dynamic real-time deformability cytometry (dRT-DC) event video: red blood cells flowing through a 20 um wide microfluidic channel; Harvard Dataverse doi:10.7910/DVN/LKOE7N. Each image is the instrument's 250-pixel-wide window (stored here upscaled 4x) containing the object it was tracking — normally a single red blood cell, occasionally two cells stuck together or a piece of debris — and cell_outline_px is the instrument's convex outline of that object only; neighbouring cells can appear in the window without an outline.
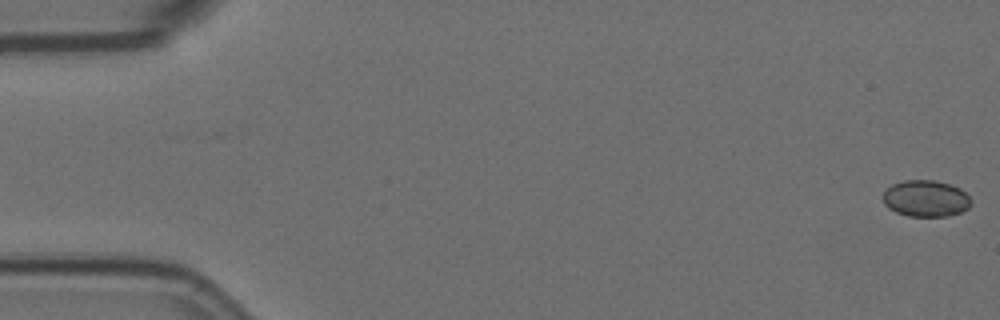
{"species": "Egyptian fruit bat (a non-hibernating species)", "species_latin": "Rousettus aegyptiacus", "temperature_condition": "room temperature", "stored_images_in_passage": 58, "camera_frame_rate_fps": 3000, "um_per_image_px": 0.085, "animal": {"sex": "female"}, "frame": {"image": 1, "passage_image": 1, "time_ms": 0.0, "image_size_px": [1000, 320], "cell_outline_px": [[972, 204], [968, 208], [960, 212], [948, 216], [908, 216], [896, 212], [888, 208], [884, 204], [880, 196], [892, 184], [904, 180], [936, 180], [960, 188], [972, 200]], "centroid_in_image_um": [78.67, 16.87], "position_along_channel_um": 6.3, "area_um2": 18.9}}
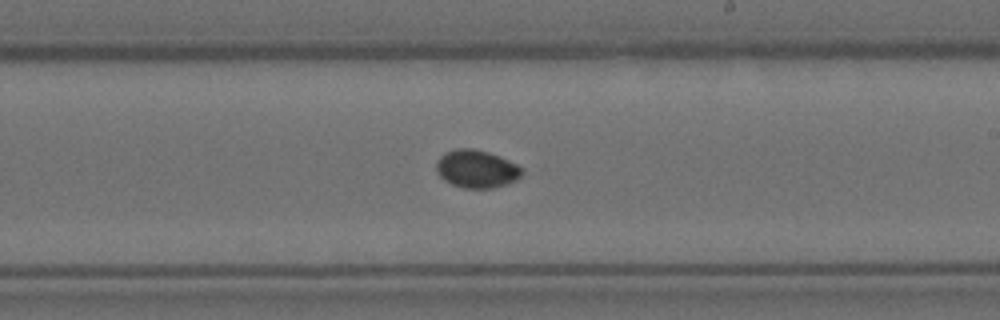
{"frame": {"image": 2, "passage_image": 34, "time_ms": 11.0, "image_size_px": [1000, 320], "cell_outline_px": [[524, 172], [516, 180], [508, 184], [492, 188], [464, 188], [452, 184], [444, 180], [436, 172], [436, 160], [444, 152], [456, 148], [472, 148], [488, 152], [508, 160], [516, 164]], "centroid_in_image_um": [40.47, 14.35], "position_along_channel_um": 248.5, "area_um2": 18.96}}
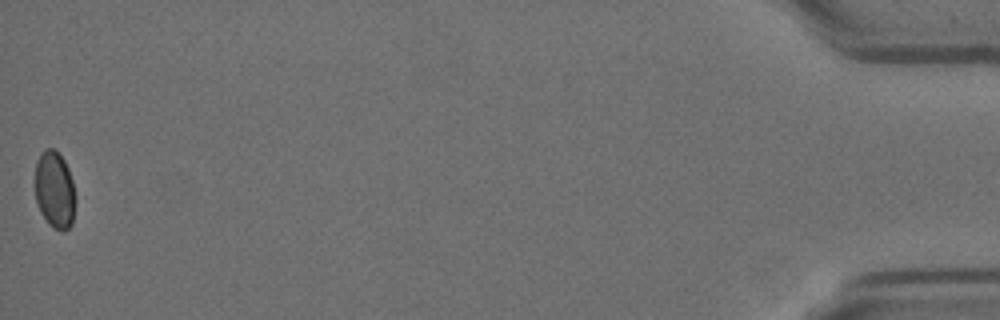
{"frame": {"image": 3, "passage_image": 58, "time_ms": 19.0, "image_size_px": [1000, 320], "cell_outline_px": [[76, 200], [72, 224], [64, 232], [60, 232], [52, 228], [48, 224], [40, 212], [36, 200], [36, 160], [44, 148], [56, 148], [64, 160], [68, 168], [72, 180], [76, 196]], "centroid_in_image_um": [4.66, 16.15], "position_along_channel_um": 430.5, "area_um2": 18.55}}